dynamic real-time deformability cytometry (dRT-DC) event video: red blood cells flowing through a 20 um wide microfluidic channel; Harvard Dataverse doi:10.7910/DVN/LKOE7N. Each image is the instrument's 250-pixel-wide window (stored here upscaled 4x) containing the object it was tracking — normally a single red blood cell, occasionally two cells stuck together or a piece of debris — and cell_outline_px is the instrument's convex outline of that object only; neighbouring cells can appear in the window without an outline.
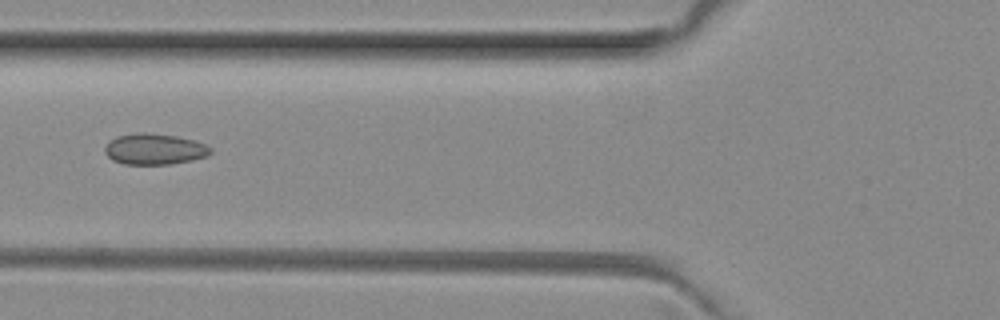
{"species": "common noctule bat (a hibernating species)", "species_latin": "Nyctalus noctula", "temperature_condition": "room temperature", "stored_images_in_passage": 5, "camera_frame_rate_fps": 3000, "um_per_image_px": 0.085, "animal": {"sex": "female", "body_mass_g": 29.2, "forearm_length_mm": 56.3}, "frame": {"image": 1, "passage_image": 5, "time_ms": 1.333, "image_size_px": [1000, 320], "cell_outline_px": [[212, 152], [208, 156], [192, 160], [168, 164], [124, 164], [112, 160], [104, 152], [104, 148], [116, 136], [136, 132], [148, 132], [176, 136], [192, 140], [204, 144], [212, 148]], "centroid_in_image_um": [13.13, 12.67], "position_along_channel_um": 112.7, "area_um2": 19.07}}